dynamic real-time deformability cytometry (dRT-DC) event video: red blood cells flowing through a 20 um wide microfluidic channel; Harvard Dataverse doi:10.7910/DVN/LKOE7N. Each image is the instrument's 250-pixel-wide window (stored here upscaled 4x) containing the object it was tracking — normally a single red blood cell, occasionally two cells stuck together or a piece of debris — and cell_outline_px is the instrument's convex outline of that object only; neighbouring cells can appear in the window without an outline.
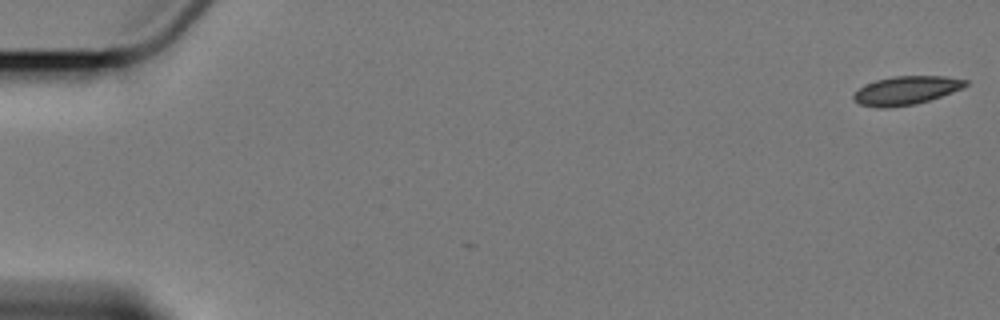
{"species": "Egyptian fruit bat (a non-hibernating species)", "species_latin": "Rousettus aegyptiacus", "temperature_condition": "cold", "stored_images_in_passage": 6, "camera_frame_rate_fps": 3000, "um_per_image_px": 0.085, "animal": {"sex": "female"}, "frame": {"image": 1, "passage_image": 1, "time_ms": 0.0, "image_size_px": [1000, 320], "cell_outline_px": [[968, 84], [960, 88], [940, 96], [916, 104], [888, 108], [876, 108], [860, 104], [852, 100], [852, 96], [860, 88], [876, 80], [896, 76], [944, 76], [968, 80]], "centroid_in_image_um": [76.98, 7.69], "position_along_channel_um": 8.0, "area_um2": 18.38}}